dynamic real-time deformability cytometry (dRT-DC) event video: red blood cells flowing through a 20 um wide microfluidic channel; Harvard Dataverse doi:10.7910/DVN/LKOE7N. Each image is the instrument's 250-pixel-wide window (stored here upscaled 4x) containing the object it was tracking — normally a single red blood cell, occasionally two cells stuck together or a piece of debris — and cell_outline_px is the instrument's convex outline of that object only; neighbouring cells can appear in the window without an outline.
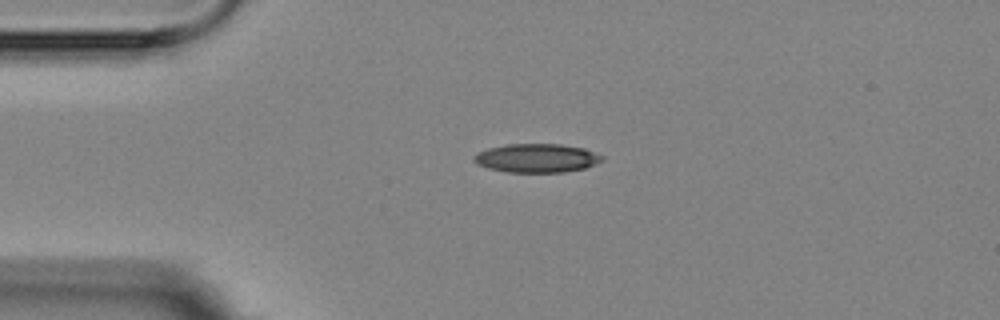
{"species": "Egyptian fruit bat (a non-hibernating species)", "species_latin": "Rousettus aegyptiacus", "temperature_condition": "room temperature", "stored_images_in_passage": 2, "camera_frame_rate_fps": 3000, "um_per_image_px": 0.085, "animal": {"sex": "female"}, "frame": {"image": 1, "passage_image": 1, "time_ms": 0.0, "image_size_px": [1000, 320], "cell_outline_px": [[604, 160], [584, 168], [564, 172], [508, 172], [488, 168], [476, 164], [472, 160], [472, 156], [476, 152], [488, 148], [508, 144], [560, 144], [584, 148], [604, 156]], "centroid_in_image_um": [45.58, 13.43], "position_along_channel_um": 39.4, "area_um2": 21.56}}